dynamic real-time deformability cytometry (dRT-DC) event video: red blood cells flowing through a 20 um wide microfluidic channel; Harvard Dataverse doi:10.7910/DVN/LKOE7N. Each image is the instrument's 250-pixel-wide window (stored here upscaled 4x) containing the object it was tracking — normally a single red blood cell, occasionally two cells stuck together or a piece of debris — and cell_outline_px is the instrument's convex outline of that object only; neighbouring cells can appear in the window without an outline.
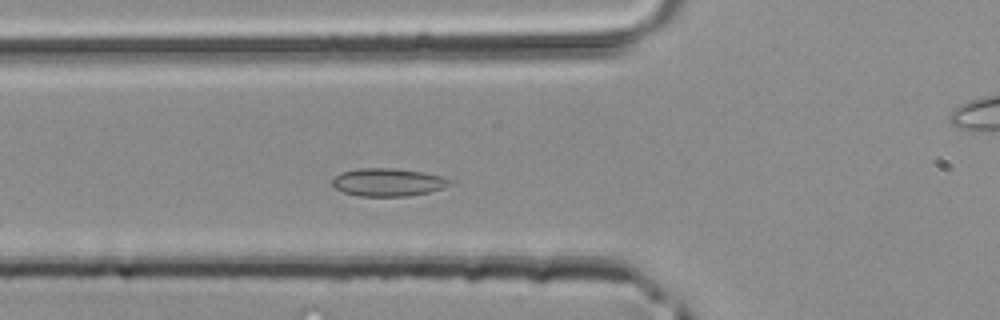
{"species": "common noctule bat (a hibernating species)", "species_latin": "Nyctalus noctula", "temperature_condition": "room temperature", "stored_images_in_passage": 40, "camera_frame_rate_fps": 3000, "um_per_image_px": 0.085, "animal": {"sex": "male", "body_mass_g": 20.4}, "frame": {"image": 1, "passage_image": 10, "time_ms": 3.0, "image_size_px": [1000, 320], "cell_outline_px": [[456, 180], [452, 184], [444, 188], [428, 192], [408, 196], [356, 196], [344, 192], [336, 188], [332, 184], [332, 180], [340, 172], [356, 168], [392, 168], [420, 172], [444, 176]], "centroid_in_image_um": [33.02, 15.49], "position_along_channel_um": 92.8, "area_um2": 19.31}}
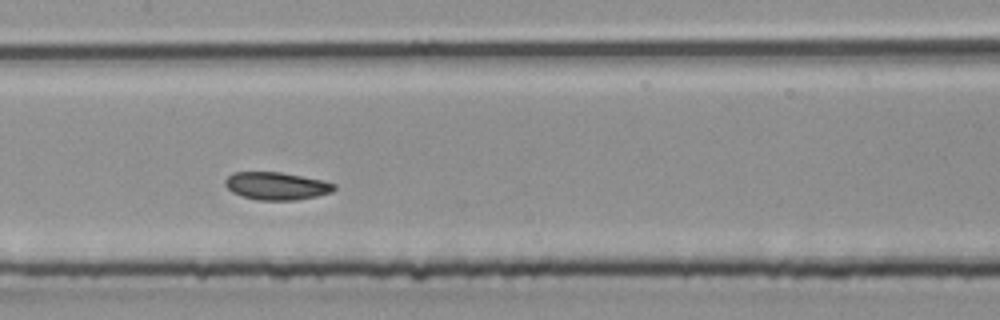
{"frame": {"image": 2, "passage_image": 16, "time_ms": 5.0, "image_size_px": [1000, 320], "cell_outline_px": [[336, 188], [332, 192], [316, 196], [296, 200], [260, 200], [244, 196], [232, 192], [224, 184], [224, 180], [232, 172], [280, 172], [324, 180], [336, 184]], "centroid_in_image_um": [23.52, 15.8], "position_along_channel_um": 183.9, "area_um2": 17.57}}
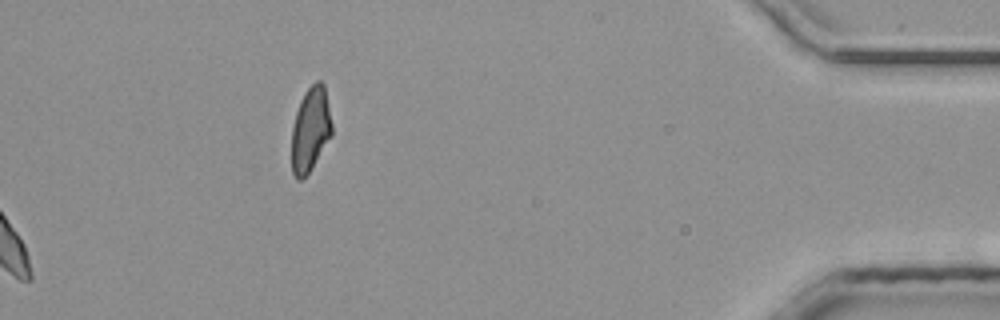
{"frame": {"image": 3, "passage_image": 40, "time_ms": 13.0, "image_size_px": [1000, 320], "cell_outline_px": [[332, 136], [308, 172], [300, 180], [296, 180], [292, 172], [292, 128], [296, 112], [300, 100], [304, 92], [316, 80], [320, 80], [324, 84], [332, 124]], "centroid_in_image_um": [26.39, 10.98], "position_along_channel_um": 408.8, "area_um2": 19.71}}